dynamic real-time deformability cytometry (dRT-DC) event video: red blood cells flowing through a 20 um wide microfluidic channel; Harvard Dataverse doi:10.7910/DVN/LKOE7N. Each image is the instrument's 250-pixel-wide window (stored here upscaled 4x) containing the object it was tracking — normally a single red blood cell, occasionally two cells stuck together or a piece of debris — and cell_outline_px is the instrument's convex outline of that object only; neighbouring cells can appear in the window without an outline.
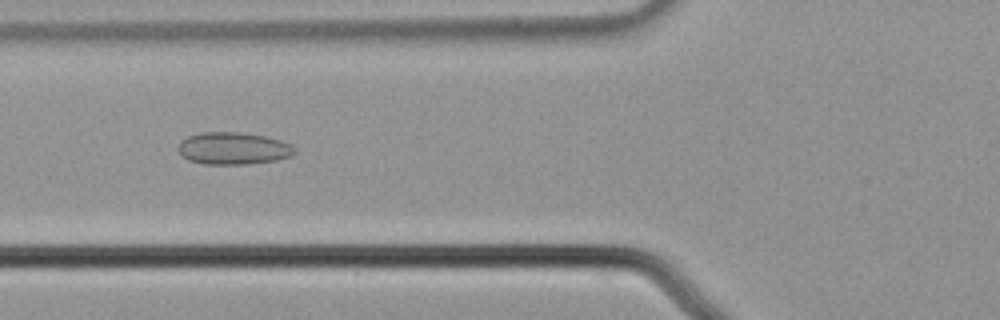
{"species": "common noctule bat (a hibernating species)", "species_latin": "Nyctalus noctula", "temperature_condition": "cold", "stored_images_in_passage": 53, "camera_frame_rate_fps": 3000, "um_per_image_px": 0.085, "animal": {"sex": "male", "body_mass_g": 21.5, "forearm_length_mm": 52.0}, "frame": {"image": 1, "passage_image": 21, "time_ms": 6.667, "image_size_px": [1000, 320], "cell_outline_px": [[296, 152], [292, 156], [276, 160], [248, 164], [204, 164], [188, 160], [180, 156], [176, 148], [180, 140], [188, 136], [200, 132], [240, 132], [264, 136], [280, 140], [296, 148]], "centroid_in_image_um": [19.77, 12.61], "position_along_channel_um": 106.0, "area_um2": 22.14}}
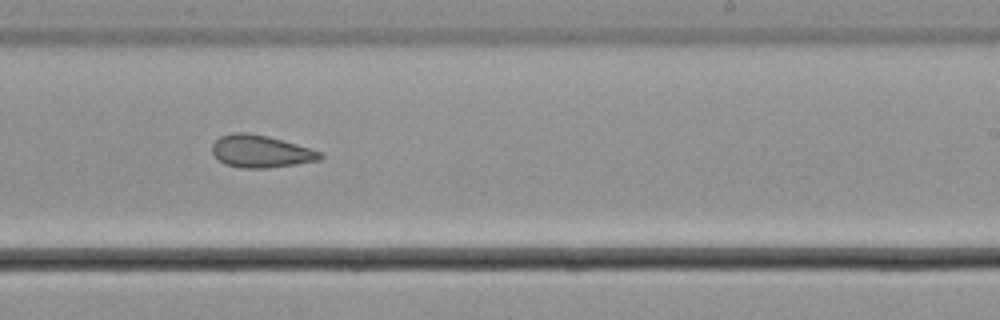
{"frame": {"image": 2, "passage_image": 34, "time_ms": 11.0, "image_size_px": [1000, 320], "cell_outline_px": [[324, 156], [320, 160], [296, 164], [268, 168], [240, 168], [224, 164], [212, 152], [212, 144], [220, 136], [232, 132], [248, 132], [268, 136], [296, 144], [320, 152]], "centroid_in_image_um": [22.14, 12.86], "position_along_channel_um": 266.9, "area_um2": 20.35}}
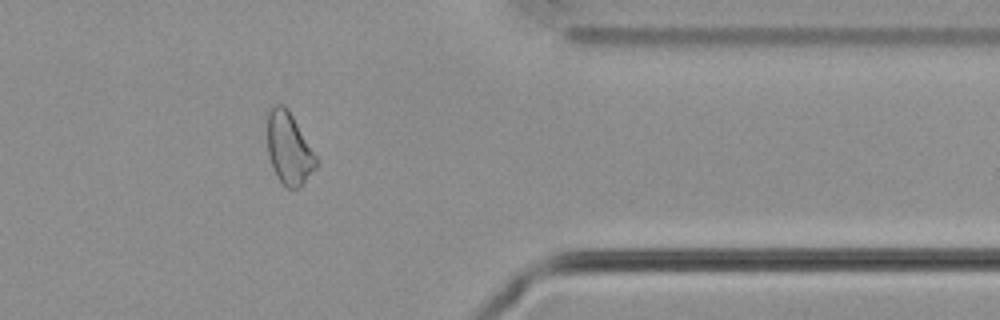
{"frame": {"image": 3, "passage_image": 45, "time_ms": 14.667, "image_size_px": [1000, 320], "cell_outline_px": [[316, 168], [300, 188], [284, 188], [276, 176], [268, 156], [264, 112], [272, 104], [284, 104], [288, 108], [316, 156]], "centroid_in_image_um": [24.48, 12.56], "position_along_channel_um": 386.9, "area_um2": 21.27}}